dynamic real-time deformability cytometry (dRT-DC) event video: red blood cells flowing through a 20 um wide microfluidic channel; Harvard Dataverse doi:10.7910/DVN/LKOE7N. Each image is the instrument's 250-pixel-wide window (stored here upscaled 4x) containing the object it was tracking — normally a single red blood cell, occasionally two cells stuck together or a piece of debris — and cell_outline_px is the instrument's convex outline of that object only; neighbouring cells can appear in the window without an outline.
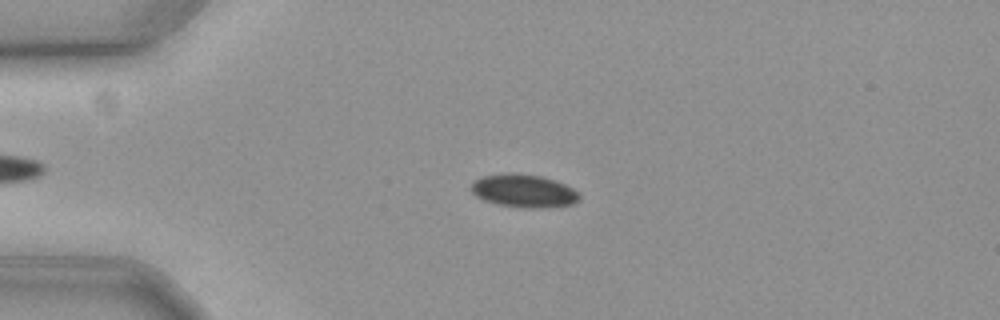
{"species": "common noctule bat (a hibernating species)", "species_latin": "Nyctalus noctula", "temperature_condition": "cold", "stored_images_in_passage": 54, "camera_frame_rate_fps": 3000, "um_per_image_px": 0.085, "animal": {"sex": "female", "body_mass_g": 19.3, "forearm_length_mm": 54.1}, "frame": {"image": 1, "passage_image": 15, "time_ms": 4.667, "image_size_px": [1000, 320], "cell_outline_px": [[580, 196], [572, 204], [540, 208], [520, 208], [500, 204], [484, 200], [476, 196], [472, 192], [472, 184], [480, 176], [504, 172], [512, 172], [544, 176], [556, 180], [572, 188]], "centroid_in_image_um": [44.49, 16.2], "position_along_channel_um": 40.5, "area_um2": 20.87}}
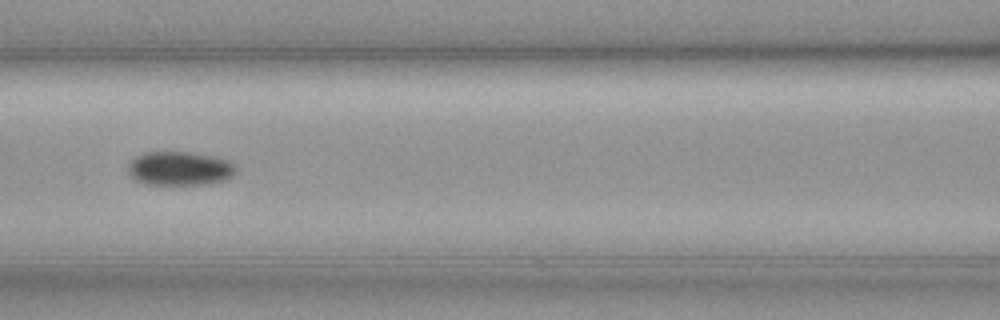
{"frame": {"image": 2, "passage_image": 27, "time_ms": 8.667, "image_size_px": [1000, 320], "cell_outline_px": [[236, 172], [228, 180], [212, 184], [144, 184], [136, 180], [128, 172], [128, 164], [136, 156], [144, 152], [188, 152], [212, 156], [228, 160], [236, 164]], "centroid_in_image_um": [15.31, 14.33], "position_along_channel_um": 151.3, "area_um2": 21.5}}
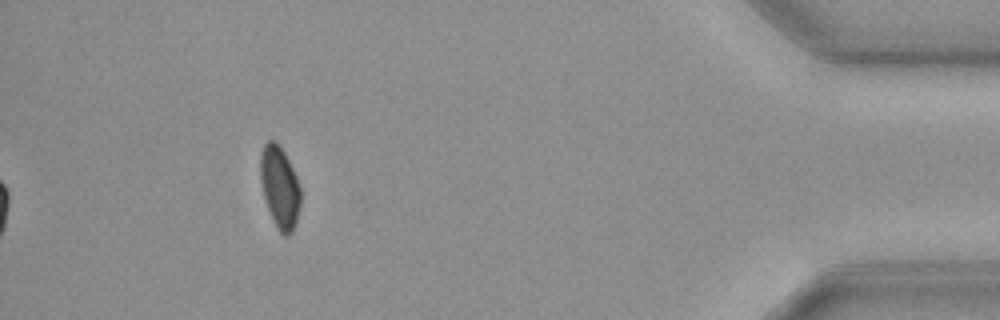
{"frame": {"image": 3, "passage_image": 54, "time_ms": 17.667, "image_size_px": [1000, 320], "cell_outline_px": [[300, 208], [296, 224], [292, 232], [288, 236], [284, 236], [280, 232], [264, 200], [260, 180], [260, 156], [264, 144], [268, 140], [276, 140], [284, 152], [296, 176], [300, 188]], "centroid_in_image_um": [23.77, 15.9], "position_along_channel_um": 411.4, "area_um2": 19.19}, "authors_computed_cell_mechanics": {"area_um2": 20.6924, "velocity_mm_per_s": 3.5718, "shape_relaxation_time_tau1_ms": 2.7703, "shape_relaxation_time_tau2_ms": null, "deformation_change_tau1": 0.0329, "deformation_change_tau2": null}}